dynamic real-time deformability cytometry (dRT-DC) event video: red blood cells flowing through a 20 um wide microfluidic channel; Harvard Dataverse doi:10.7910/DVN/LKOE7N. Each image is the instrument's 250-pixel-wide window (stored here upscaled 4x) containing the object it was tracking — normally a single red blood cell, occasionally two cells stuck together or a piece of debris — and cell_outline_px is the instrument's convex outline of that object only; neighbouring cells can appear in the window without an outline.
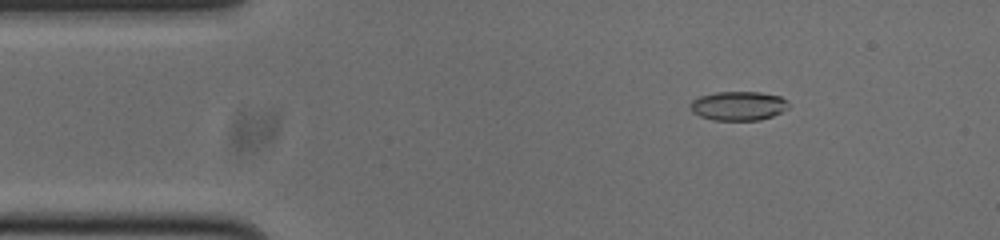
{"species": "common noctule bat (a hibernating species)", "species_latin": "Nyctalus noctula", "temperature_condition": "cold", "stored_images_in_passage": 53, "camera_frame_rate_fps": 3000, "um_per_image_px": 0.085, "animal": {"sex": "male", "body_mass_g": 20.0, "forearm_length_mm": 53.3}, "frame": {"image": 1, "passage_image": 7, "time_ms": 2.0, "image_size_px": [1000, 240], "cell_outline_px": [[788, 108], [772, 116], [760, 120], [712, 120], [700, 116], [692, 112], [688, 108], [688, 104], [692, 100], [700, 96], [716, 92], [760, 92], [780, 96], [788, 100]], "centroid_in_image_um": [62.73, 9.0], "position_along_channel_um": 22.3, "area_um2": 16.82}}
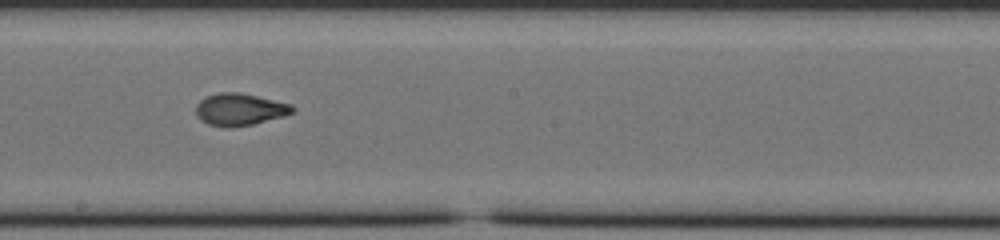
{"frame": {"image": 2, "passage_image": 28, "time_ms": 9.0, "image_size_px": [1000, 240], "cell_outline_px": [[296, 108], [292, 112], [284, 116], [252, 124], [228, 128], [208, 124], [200, 120], [196, 116], [196, 104], [200, 100], [208, 96], [220, 92], [240, 92], [292, 104]], "centroid_in_image_um": [20.37, 9.3], "position_along_channel_um": 227.8, "area_um2": 18.09}}
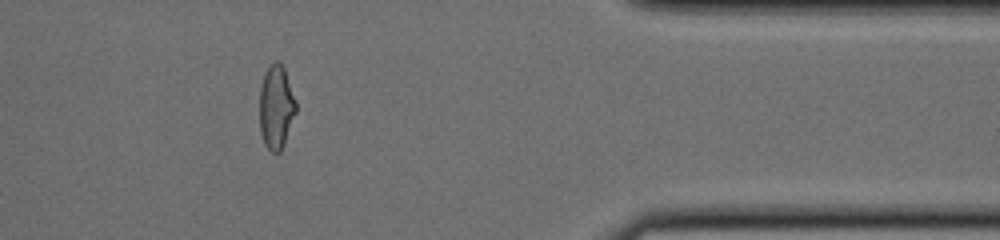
{"frame": {"image": 3, "passage_image": 43, "time_ms": 14.0, "image_size_px": [1000, 240], "cell_outline_px": [[296, 112], [284, 144], [280, 152], [272, 152], [264, 144], [260, 132], [260, 88], [264, 72], [276, 60], [280, 60], [284, 68], [296, 100]], "centroid_in_image_um": [23.47, 9.09], "position_along_channel_um": 387.9, "area_um2": 17.8}, "authors_computed_cell_mechanics": {"area_um2": 17.5134, "velocity_mm_per_s": 3.7759, "shape_relaxation_time_tau1_ms": null, "shape_relaxation_time_tau2_ms": 1.5447, "deformation_change_tau1": null, "deformation_change_tau2": 0.0706}}